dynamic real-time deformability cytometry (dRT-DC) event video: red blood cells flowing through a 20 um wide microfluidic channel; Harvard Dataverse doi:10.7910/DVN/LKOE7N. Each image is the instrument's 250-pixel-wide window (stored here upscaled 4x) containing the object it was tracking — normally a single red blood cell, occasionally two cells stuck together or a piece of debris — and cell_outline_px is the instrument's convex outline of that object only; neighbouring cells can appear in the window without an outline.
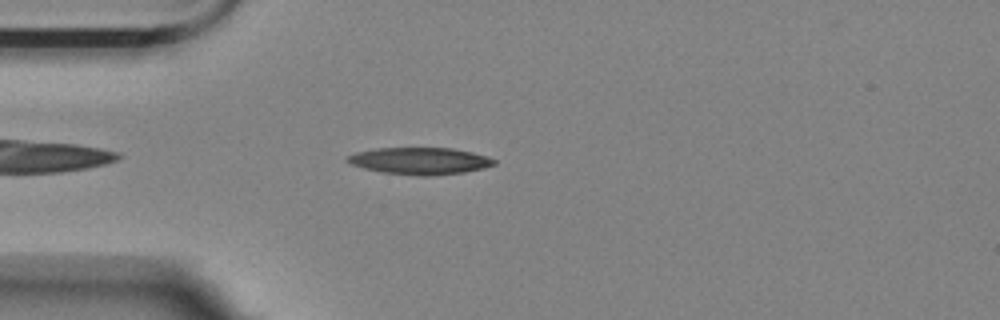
{"species": "Egyptian fruit bat (a non-hibernating species)", "species_latin": "Rousettus aegyptiacus", "temperature_condition": "room temperature", "stored_images_in_passage": 32, "camera_frame_rate_fps": 3000, "um_per_image_px": 0.085, "animal": {"sex": "female"}, "frame": {"image": 1, "passage_image": 3, "time_ms": 0.667, "image_size_px": [1000, 320], "cell_outline_px": [[496, 164], [484, 168], [464, 172], [424, 176], [420, 176], [384, 172], [364, 168], [352, 164], [348, 160], [348, 156], [356, 152], [376, 148], [452, 148], [472, 152], [488, 156], [496, 160]], "centroid_in_image_um": [35.75, 13.67], "position_along_channel_um": 49.3, "area_um2": 22.77}}
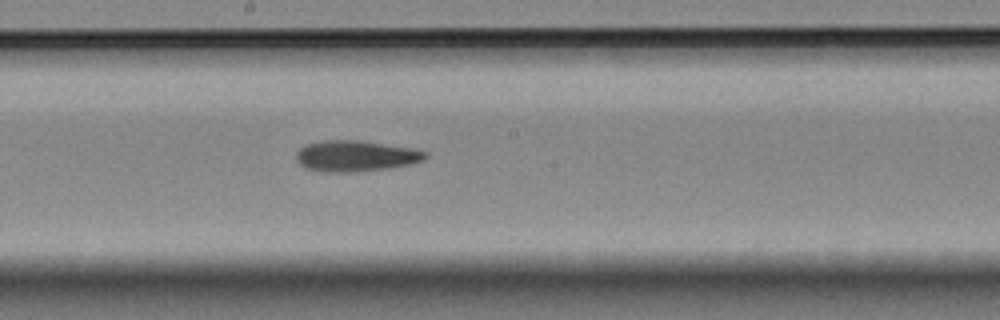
{"frame": {"image": 2, "passage_image": 18, "time_ms": 5.667, "image_size_px": [1000, 320], "cell_outline_px": [[428, 156], [424, 160], [408, 164], [384, 168], [348, 172], [332, 172], [304, 168], [296, 160], [296, 152], [304, 144], [320, 140], [360, 140], [412, 148], [428, 152]], "centroid_in_image_um": [30.19, 13.23], "position_along_channel_um": 218.0, "area_um2": 23.18}}
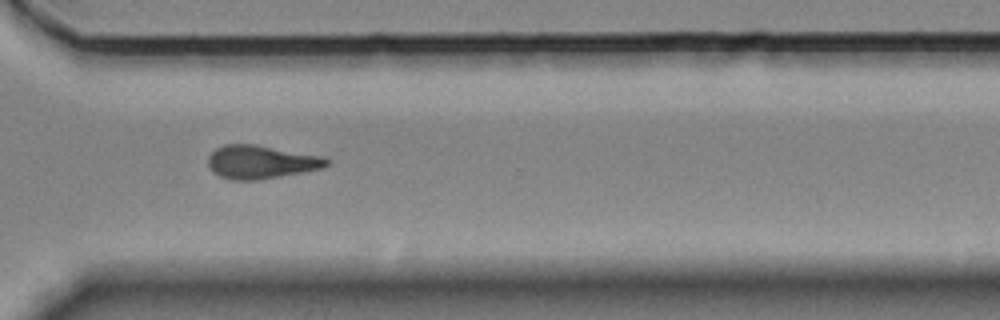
{"frame": {"image": 3, "passage_image": 29, "time_ms": 9.333, "image_size_px": [1000, 320], "cell_outline_px": [[332, 160], [328, 164], [320, 168], [304, 172], [260, 180], [232, 180], [220, 176], [212, 172], [208, 164], [208, 156], [216, 148], [224, 144], [256, 144], [324, 156]], "centroid_in_image_um": [22.19, 13.76], "position_along_channel_um": 348.4, "area_um2": 23.29}, "authors_computed_cell_mechanics": {"area_um2": 22.7732, "velocity_mm_per_s": 3.5698, "shape_relaxation_time_tau1_ms": 6.1725, "shape_relaxation_time_tau2_ms": 7.7724, "deformation_change_tau1": 0.1981, "deformation_change_tau2": 0.1978}}